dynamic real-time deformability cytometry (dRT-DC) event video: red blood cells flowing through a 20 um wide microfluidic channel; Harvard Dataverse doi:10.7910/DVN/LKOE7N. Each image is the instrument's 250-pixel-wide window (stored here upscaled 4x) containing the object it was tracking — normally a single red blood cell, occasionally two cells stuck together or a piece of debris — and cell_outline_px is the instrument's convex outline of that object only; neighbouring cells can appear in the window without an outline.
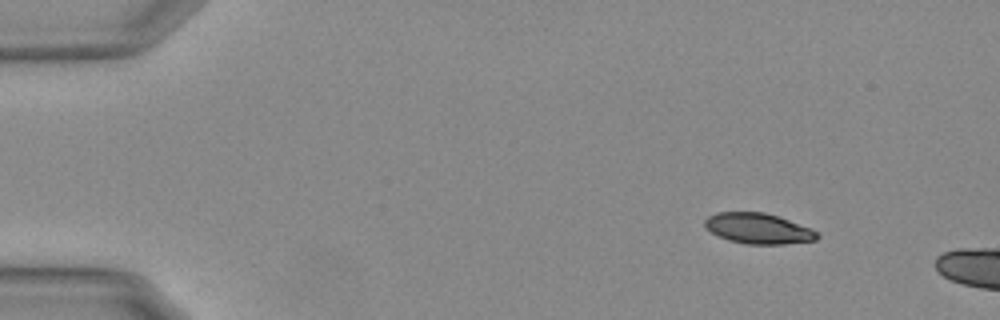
{"species": "Egyptian fruit bat (a non-hibernating species)", "species_latin": "Rousettus aegyptiacus", "temperature_condition": "warm", "stored_images_in_passage": 5, "camera_frame_rate_fps": 3000, "um_per_image_px": 0.085, "animal": {"sex": "female"}, "frame": {"image": 1, "passage_image": 1, "time_ms": 0.0, "image_size_px": [1000, 320], "cell_outline_px": [[820, 236], [816, 240], [784, 244], [748, 244], [728, 240], [712, 232], [704, 224], [704, 220], [708, 216], [716, 212], [764, 212], [780, 216], [812, 228]], "centroid_in_image_um": [64.48, 19.41], "position_along_channel_um": 20.5, "area_um2": 20.06}}